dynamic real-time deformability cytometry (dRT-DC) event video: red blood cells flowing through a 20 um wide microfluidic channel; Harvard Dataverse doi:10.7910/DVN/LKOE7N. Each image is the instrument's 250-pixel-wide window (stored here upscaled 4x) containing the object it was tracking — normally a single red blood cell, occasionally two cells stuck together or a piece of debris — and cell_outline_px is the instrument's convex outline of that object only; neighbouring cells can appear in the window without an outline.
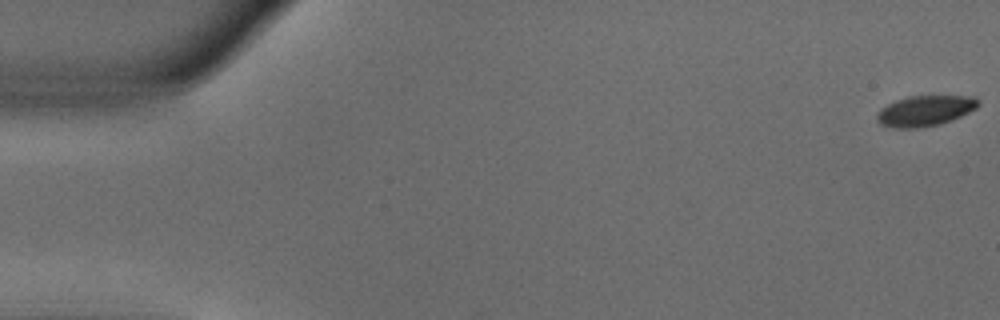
{"species": "common noctule bat (a hibernating species)", "species_latin": "Nyctalus noctula", "temperature_condition": "warm", "stored_images_in_passage": 54, "camera_frame_rate_fps": 3000, "um_per_image_px": 0.085, "animal": {"sex": "male", "body_mass_g": 18.8}, "frame": {"image": 1, "passage_image": 1, "time_ms": 0.0, "image_size_px": [1000, 320], "cell_outline_px": [[980, 104], [976, 108], [960, 116], [940, 124], [916, 128], [892, 128], [880, 124], [876, 120], [876, 112], [880, 108], [896, 100], [908, 96], [972, 96], [980, 100]], "centroid_in_image_um": [78.59, 9.41], "position_along_channel_um": 6.4, "area_um2": 18.09}}
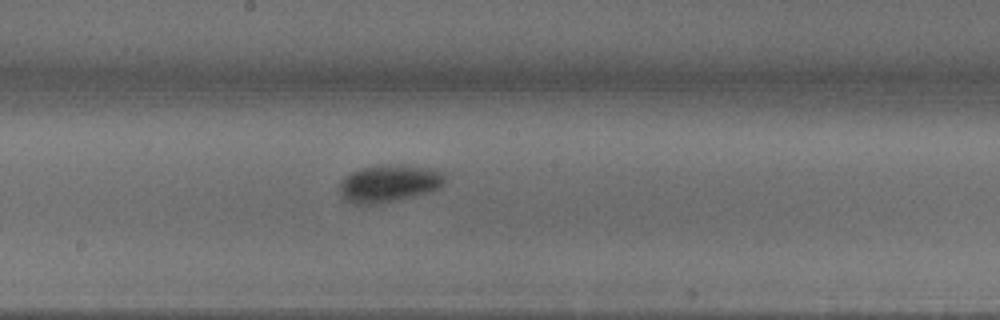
{"frame": {"image": 2, "passage_image": 29, "time_ms": 9.333, "image_size_px": [1000, 320], "cell_outline_px": [[444, 184], [440, 188], [432, 192], [416, 196], [380, 204], [352, 204], [344, 200], [340, 192], [340, 184], [344, 176], [360, 168], [380, 164], [408, 164], [436, 168], [444, 172]], "centroid_in_image_um": [33.12, 15.57], "position_along_channel_um": 215.1, "area_um2": 23.76}}
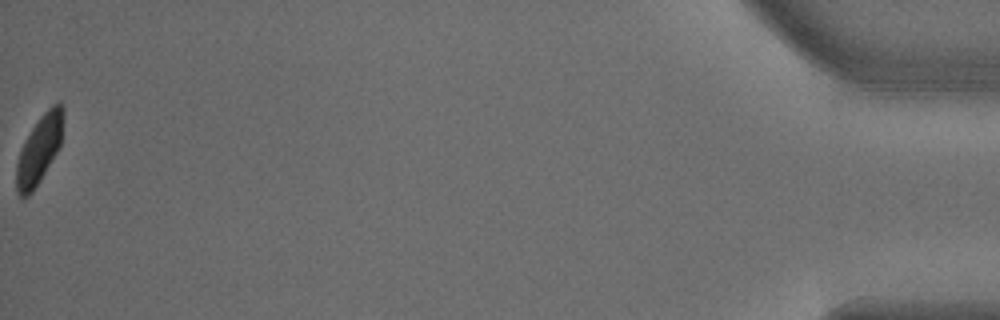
{"frame": {"image": 3, "passage_image": 54, "time_ms": 17.667, "image_size_px": [1000, 320], "cell_outline_px": [[64, 116], [60, 144], [56, 152], [40, 180], [32, 192], [28, 196], [20, 196], [16, 192], [16, 164], [20, 148], [24, 140], [40, 116], [52, 104], [60, 100], [64, 108]], "centroid_in_image_um": [3.33, 12.66], "position_along_channel_um": 431.9, "area_um2": 18.61}, "authors_computed_cell_mechanics": {"area_um2": 20.5768, "velocity_mm_per_s": 3.797, "shape_relaxation_time_tau1_ms": 2.3683, "shape_relaxation_time_tau2_ms": null, "deformation_change_tau1": 0.1279, "deformation_change_tau2": null}}